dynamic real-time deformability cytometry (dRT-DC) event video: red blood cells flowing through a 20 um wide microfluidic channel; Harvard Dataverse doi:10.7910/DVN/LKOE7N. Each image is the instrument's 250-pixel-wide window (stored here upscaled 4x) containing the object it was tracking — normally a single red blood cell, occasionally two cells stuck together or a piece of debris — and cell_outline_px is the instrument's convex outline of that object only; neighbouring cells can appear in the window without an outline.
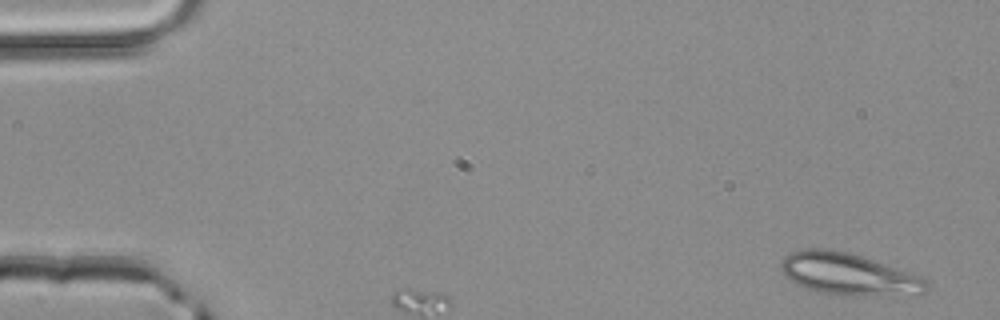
{"species": "common noctule bat (a hibernating species)", "species_latin": "Nyctalus noctula", "temperature_condition": "room temperature", "stored_images_in_passage": 3, "camera_frame_rate_fps": 3000, "um_per_image_px": 0.085, "animal": {"sex": "male", "body_mass_g": 20.4}, "frame": {"image": 1, "passage_image": 1, "time_ms": 0.0, "image_size_px": [1000, 320], "cell_outline_px": [[928, 292], [920, 296], [840, 296], [820, 292], [796, 284], [788, 280], [780, 272], [780, 264], [784, 256], [788, 252], [808, 248], [828, 248], [848, 252], [920, 276], [928, 284]], "centroid_in_image_um": [72.12, 23.34], "position_along_channel_um": 12.9, "area_um2": 36.3}}